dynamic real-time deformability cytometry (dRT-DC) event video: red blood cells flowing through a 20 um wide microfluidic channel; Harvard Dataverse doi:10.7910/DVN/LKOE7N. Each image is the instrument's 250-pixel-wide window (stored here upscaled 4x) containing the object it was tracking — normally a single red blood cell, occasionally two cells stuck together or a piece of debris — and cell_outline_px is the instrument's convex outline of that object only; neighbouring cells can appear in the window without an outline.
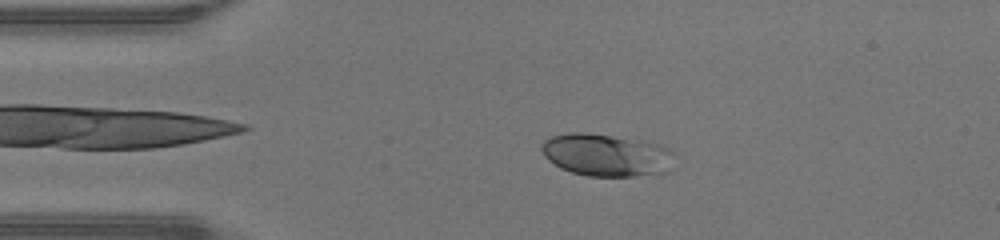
{"species": "human", "species_latin": "Homo sapiens", "temperature_condition": "warm", "stored_images_in_passage": 43, "camera_frame_rate_fps": 3000, "um_per_image_px": 0.085, "donor": {"sex": "male"}, "frame": {"image": 1, "passage_image": 6, "time_ms": 1.667, "image_size_px": [1000, 240], "cell_outline_px": [[676, 156], [668, 172], [632, 176], [588, 176], [572, 172], [560, 168], [548, 160], [544, 156], [540, 148], [540, 144], [544, 140], [552, 136], [572, 132], [584, 132], [640, 140], [656, 144], [668, 148]], "centroid_in_image_um": [51.53, 13.18], "position_along_channel_um": 33.5, "area_um2": 32.95}}
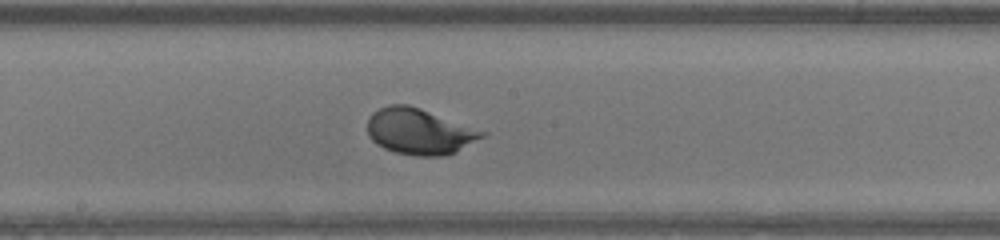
{"frame": {"image": 2, "passage_image": 21, "time_ms": 6.667, "image_size_px": [1000, 240], "cell_outline_px": [[488, 132], [484, 136], [456, 152], [444, 156], [416, 156], [396, 152], [384, 148], [376, 144], [368, 136], [368, 116], [372, 112], [388, 104], [408, 104], [420, 108]], "centroid_in_image_um": [35.63, 11.17], "position_along_channel_um": 212.6, "area_um2": 30.75}}
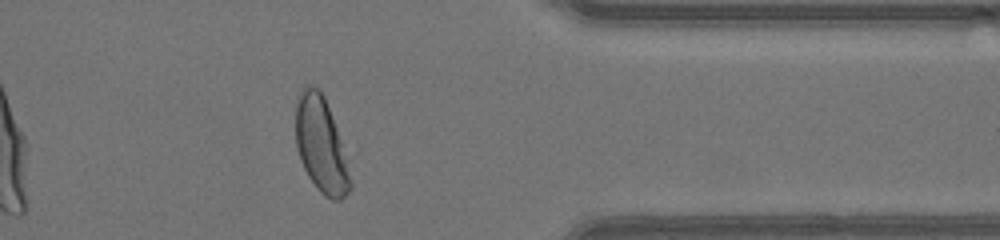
{"frame": {"image": 3, "passage_image": 34, "time_ms": 11.0, "image_size_px": [1000, 240], "cell_outline_px": [[352, 188], [340, 200], [332, 200], [324, 196], [316, 188], [308, 176], [300, 160], [296, 148], [296, 96], [300, 88], [308, 84], [316, 88], [324, 96], [336, 128], [340, 140], [352, 184]], "centroid_in_image_um": [27.24, 12.32], "position_along_channel_um": 384.2, "area_um2": 30.06}, "authors_computed_cell_mechanics": {"area_um2": 30.7496, "velocity_mm_per_s": 4.3509, "shape_relaxation_time_tau1_ms": 2.3968, "shape_relaxation_time_tau2_ms": null, "deformation_change_tau1": 0.1599, "deformation_change_tau2": null}}